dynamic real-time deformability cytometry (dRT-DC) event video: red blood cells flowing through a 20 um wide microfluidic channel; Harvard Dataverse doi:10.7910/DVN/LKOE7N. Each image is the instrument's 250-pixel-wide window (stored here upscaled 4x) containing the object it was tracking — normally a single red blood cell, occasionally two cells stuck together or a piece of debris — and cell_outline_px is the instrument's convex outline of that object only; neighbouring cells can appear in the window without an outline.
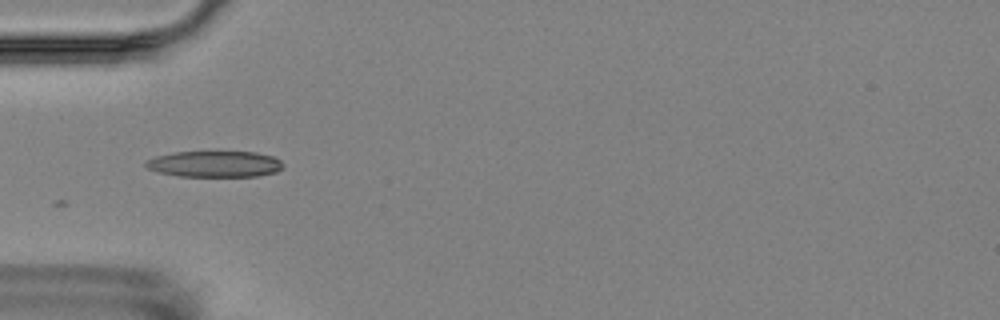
{"species": "Egyptian fruit bat (a non-hibernating species)", "species_latin": "Rousettus aegyptiacus", "temperature_condition": "room temperature", "stored_images_in_passage": 6, "camera_frame_rate_fps": 3000, "um_per_image_px": 0.085, "animal": {"sex": "female"}, "frame": {"image": 1, "passage_image": 5, "time_ms": 4.667, "image_size_px": [1000, 320], "cell_outline_px": [[284, 168], [276, 172], [256, 176], [176, 176], [156, 172], [148, 168], [144, 164], [144, 160], [156, 156], [176, 152], [256, 152], [272, 156], [280, 160], [284, 164]], "centroid_in_image_um": [18.24, 13.94], "position_along_channel_um": 66.8, "area_um2": 21.04}}